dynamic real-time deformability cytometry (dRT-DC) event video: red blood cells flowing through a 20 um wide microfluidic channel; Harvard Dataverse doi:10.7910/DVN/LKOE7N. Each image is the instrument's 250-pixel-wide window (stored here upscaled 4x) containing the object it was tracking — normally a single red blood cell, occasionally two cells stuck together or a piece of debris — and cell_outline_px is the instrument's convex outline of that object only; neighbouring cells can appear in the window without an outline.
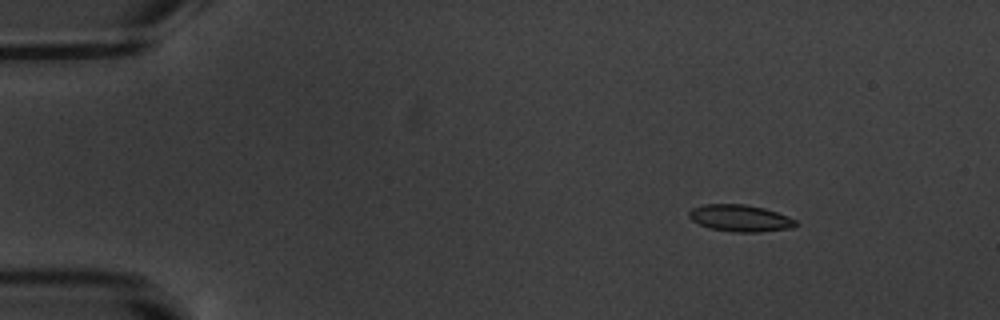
{"species": "common noctule bat (a hibernating species)", "species_latin": "Nyctalus noctula", "temperature_condition": "warm", "stored_images_in_passage": 5, "camera_frame_rate_fps": 3000, "um_per_image_px": 0.085, "animal": {"sex": "male", "body_mass_g": 20.1, "forearm_length_mm": 53.5}, "frame": {"image": 1, "passage_image": 2, "time_ms": 1.333, "image_size_px": [1000, 320], "cell_outline_px": [[800, 224], [792, 228], [760, 232], [732, 232], [708, 228], [692, 220], [688, 216], [688, 212], [692, 208], [704, 204], [744, 204], [764, 208], [788, 216], [796, 220]], "centroid_in_image_um": [62.92, 18.55], "position_along_channel_um": 22.1, "area_um2": 16.82}}
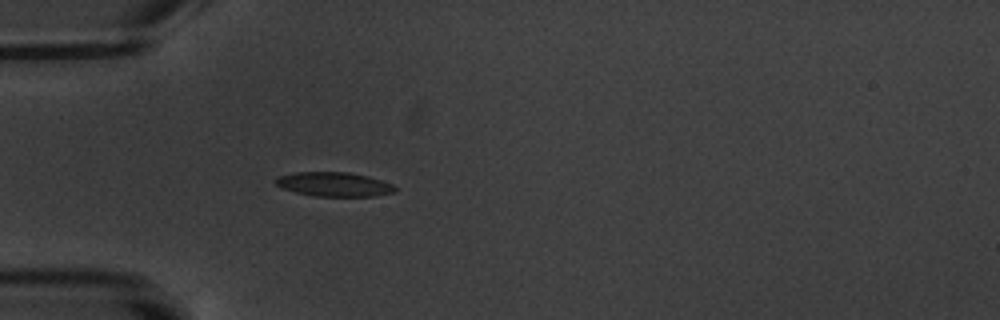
{"frame": {"image": 2, "passage_image": 5, "time_ms": 4.667, "image_size_px": [1000, 320], "cell_outline_px": [[396, 192], [376, 196], [316, 196], [296, 192], [280, 188], [276, 184], [276, 176], [296, 172], [348, 172], [368, 176], [392, 184], [396, 188]], "centroid_in_image_um": [28.39, 15.66], "position_along_channel_um": 56.6, "area_um2": 16.88}}